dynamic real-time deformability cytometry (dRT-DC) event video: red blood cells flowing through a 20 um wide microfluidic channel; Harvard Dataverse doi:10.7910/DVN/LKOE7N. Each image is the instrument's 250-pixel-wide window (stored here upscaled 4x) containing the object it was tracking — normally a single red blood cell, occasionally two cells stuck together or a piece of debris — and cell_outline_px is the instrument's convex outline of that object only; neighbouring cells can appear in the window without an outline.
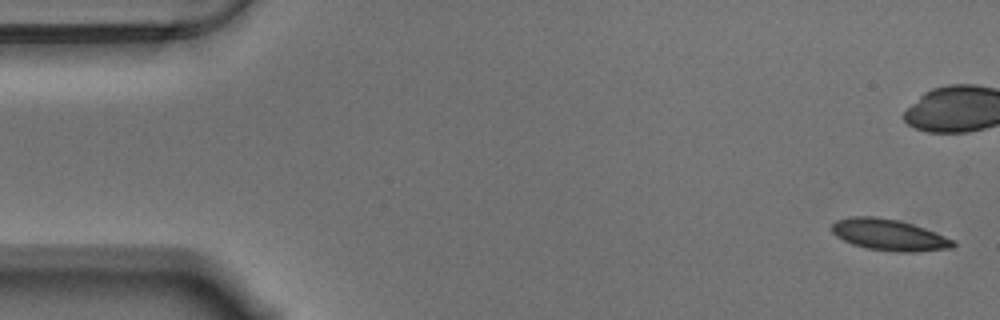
{"species": "Egyptian fruit bat (a non-hibernating species)", "species_latin": "Rousettus aegyptiacus", "temperature_condition": "warm", "stored_images_in_passage": 57, "camera_frame_rate_fps": 3000, "um_per_image_px": 0.085, "animal": {"sex": "male"}, "frame": {"image": 1, "passage_image": 1, "time_ms": 0.0, "image_size_px": [1000, 320], "cell_outline_px": [[956, 244], [952, 248], [916, 252], [896, 252], [868, 248], [852, 244], [836, 236], [832, 232], [832, 224], [836, 220], [852, 216], [872, 216], [896, 220], [912, 224], [924, 228], [956, 240]], "centroid_in_image_um": [75.59, 19.97], "position_along_channel_um": 9.4, "area_um2": 22.08}}
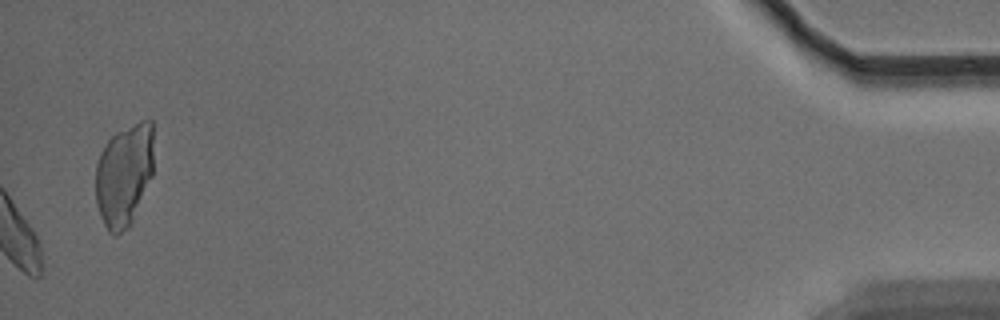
{"frame": {"image": 2, "passage_image": 57, "time_ms": 18.667, "image_size_px": [1000, 320], "cell_outline_px": [[152, 176], [132, 224], [128, 228], [116, 236], [112, 236], [108, 232], [100, 216], [96, 204], [96, 164], [100, 152], [108, 140], [116, 132], [148, 116], [152, 120]], "centroid_in_image_um": [10.55, 14.89], "position_along_channel_um": 424.7, "area_um2": 35.2}, "authors_computed_cell_mechanics": {"area_um2": 21.675, "velocity_mm_per_s": 3.5085, "shape_relaxation_time_tau1_ms": 4.1764, "shape_relaxation_time_tau2_ms": 2.2739, "deformation_change_tau1": 0.1108, "deformation_change_tau2": 0.0692}}